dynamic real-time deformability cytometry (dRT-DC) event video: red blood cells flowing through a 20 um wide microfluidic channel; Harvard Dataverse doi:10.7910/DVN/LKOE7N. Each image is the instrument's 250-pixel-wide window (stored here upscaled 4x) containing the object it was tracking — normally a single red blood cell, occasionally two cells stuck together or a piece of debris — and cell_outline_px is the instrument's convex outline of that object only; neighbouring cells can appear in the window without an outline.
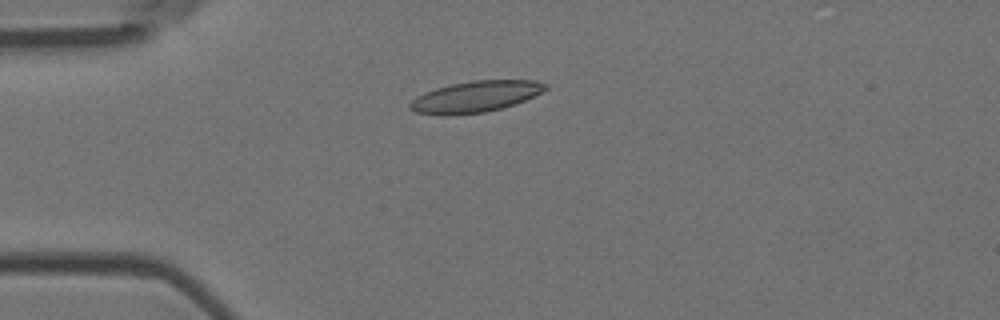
{"species": "Egyptian fruit bat (a non-hibernating species)", "species_latin": "Rousettus aegyptiacus", "temperature_condition": "room temperature", "stored_images_in_passage": 6, "camera_frame_rate_fps": 3000, "um_per_image_px": 0.085, "animal": {"sex": "female"}, "frame": {"image": 1, "passage_image": 4, "time_ms": 1.0, "image_size_px": [1000, 320], "cell_outline_px": [[548, 88], [516, 104], [484, 112], [416, 112], [408, 108], [408, 104], [416, 96], [424, 92], [436, 88], [452, 84], [472, 80], [536, 80], [548, 84]], "centroid_in_image_um": [40.47, 8.15], "position_along_channel_um": 44.5, "area_um2": 23.64}}
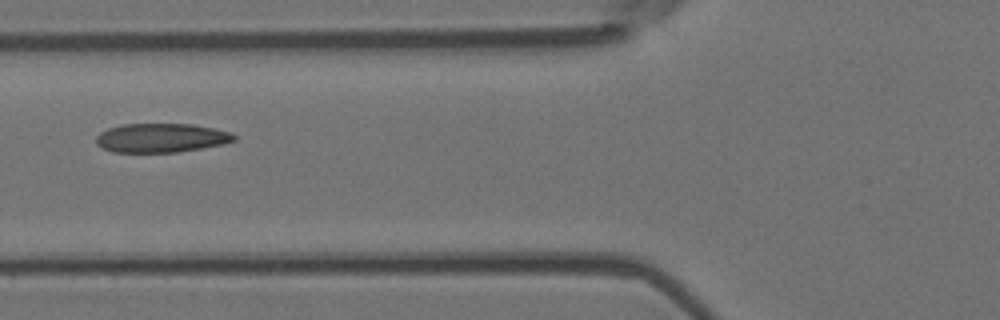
{"frame": {"image": 2, "passage_image": 6, "time_ms": 1.667, "image_size_px": [1000, 320], "cell_outline_px": [[236, 140], [224, 144], [176, 152], [112, 152], [96, 144], [96, 136], [100, 132], [108, 128], [120, 124], [192, 124], [232, 132], [236, 136]], "centroid_in_image_um": [13.69, 11.71], "position_along_channel_um": 112.1, "area_um2": 23.35}}